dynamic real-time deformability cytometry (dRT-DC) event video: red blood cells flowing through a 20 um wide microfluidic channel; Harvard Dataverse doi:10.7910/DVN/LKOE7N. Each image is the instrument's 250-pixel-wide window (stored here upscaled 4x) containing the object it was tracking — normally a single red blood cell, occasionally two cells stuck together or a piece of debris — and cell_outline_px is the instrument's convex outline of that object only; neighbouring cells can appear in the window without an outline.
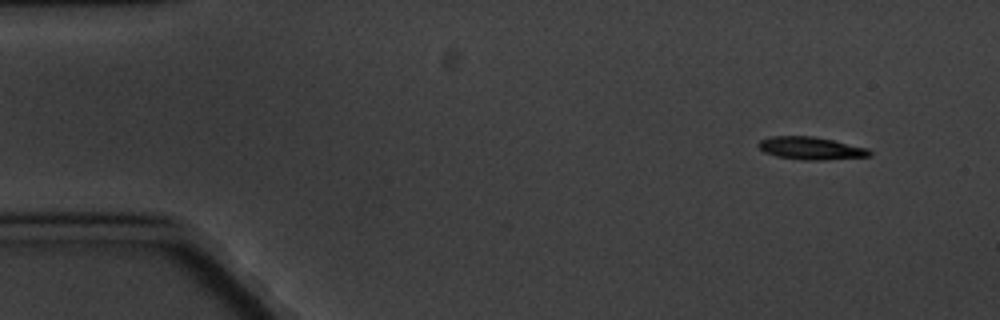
{"species": "common noctule bat (a hibernating species)", "species_latin": "Nyctalus noctula", "temperature_condition": "cold", "stored_images_in_passage": 10, "camera_frame_rate_fps": 3000, "um_per_image_px": 0.085, "animal": {"sex": "male", "body_mass_g": 20.1, "forearm_length_mm": 53.5}, "frame": {"image": 1, "passage_image": 1, "time_ms": 0.0, "image_size_px": [1000, 320], "cell_outline_px": [[872, 156], [824, 160], [804, 160], [776, 156], [764, 152], [756, 144], [760, 140], [772, 136], [812, 136], [832, 140], [868, 148], [872, 152]], "centroid_in_image_um": [68.93, 12.6], "position_along_channel_um": 16.1, "area_um2": 14.68}}
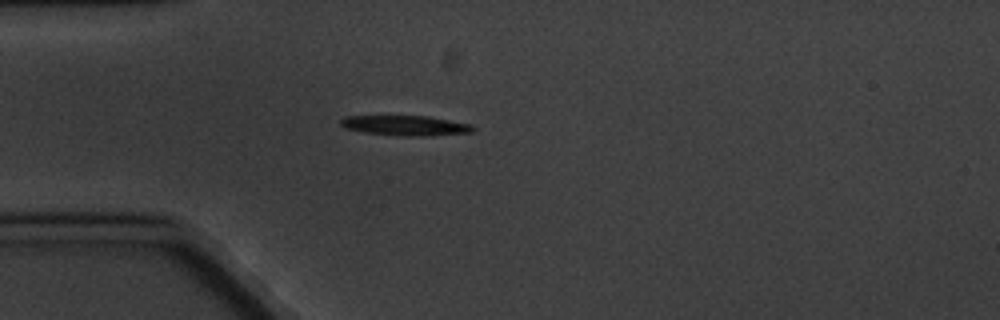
{"frame": {"image": 2, "passage_image": 4, "time_ms": 3.667, "image_size_px": [1000, 320], "cell_outline_px": [[476, 128], [472, 132], [424, 136], [404, 136], [364, 132], [344, 128], [340, 124], [340, 120], [344, 116], [428, 116], [472, 124]], "centroid_in_image_um": [34.47, 10.66], "position_along_channel_um": 50.5, "area_um2": 15.43}}